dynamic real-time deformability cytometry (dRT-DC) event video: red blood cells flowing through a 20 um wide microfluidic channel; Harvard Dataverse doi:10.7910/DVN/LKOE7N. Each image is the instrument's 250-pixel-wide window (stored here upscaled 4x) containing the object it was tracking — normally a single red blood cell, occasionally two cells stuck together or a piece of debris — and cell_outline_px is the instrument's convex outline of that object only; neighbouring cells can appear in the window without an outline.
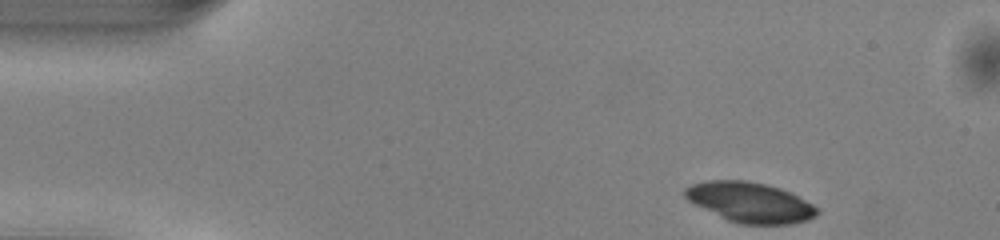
{"species": "common noctule bat (a hibernating species)", "species_latin": "Nyctalus noctula", "temperature_condition": "warm", "stored_images_in_passage": 44, "camera_frame_rate_fps": 3000, "um_per_image_px": 0.085, "animal": {"sex": "male", "body_mass_g": 13.0, "forearm_length_mm": 53.1}, "frame": {"image": 1, "passage_image": 1, "time_ms": 0.0, "image_size_px": [1000, 240], "cell_outline_px": [[820, 212], [816, 216], [808, 220], [792, 224], [740, 224], [728, 220], [692, 204], [684, 196], [684, 188], [692, 184], [704, 180], [748, 180], [780, 188], [820, 208]], "centroid_in_image_um": [63.73, 17.2], "position_along_channel_um": 21.3, "area_um2": 31.04}}